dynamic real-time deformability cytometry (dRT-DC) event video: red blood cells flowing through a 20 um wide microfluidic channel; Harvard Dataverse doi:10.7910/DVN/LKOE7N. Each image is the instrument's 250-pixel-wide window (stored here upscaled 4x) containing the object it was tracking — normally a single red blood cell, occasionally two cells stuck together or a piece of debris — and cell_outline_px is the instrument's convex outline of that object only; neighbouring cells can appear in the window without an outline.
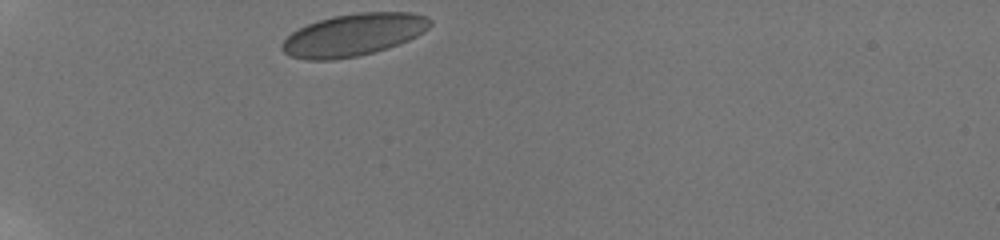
{"species": "human", "species_latin": "Homo sapiens", "temperature_condition": "room temperature", "stored_images_in_passage": 18, "camera_frame_rate_fps": 3000, "um_per_image_px": 0.085, "donor": {"sex": "male"}, "frame": {"image": 1, "passage_image": 1, "time_ms": 0.0, "image_size_px": [1000, 240], "cell_outline_px": [[432, 24], [428, 28], [416, 36], [408, 40], [360, 56], [332, 60], [308, 60], [292, 56], [284, 52], [280, 48], [280, 44], [292, 32], [308, 24], [332, 16], [356, 12], [412, 12], [428, 16], [432, 20]], "centroid_in_image_um": [30.05, 2.95], "position_along_channel_um": 54.9, "area_um2": 36.36}}
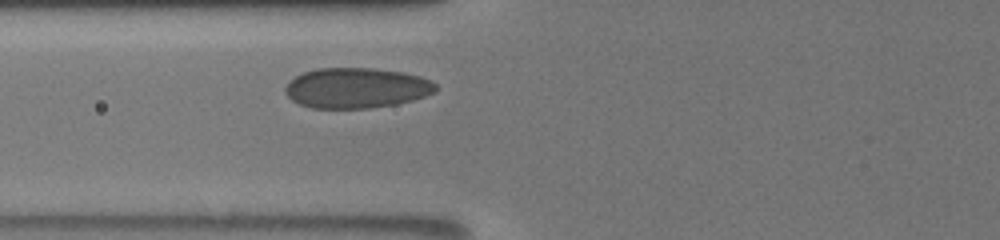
{"frame": {"image": 2, "passage_image": 5, "time_ms": 2.0, "image_size_px": [1000, 240], "cell_outline_px": [[436, 92], [412, 100], [396, 104], [368, 108], [312, 108], [300, 104], [292, 100], [284, 92], [284, 88], [296, 76], [304, 72], [316, 68], [372, 68], [404, 72], [420, 76], [432, 80], [436, 84]], "centroid_in_image_um": [30.31, 7.47], "position_along_channel_um": 95.5, "area_um2": 35.37}}
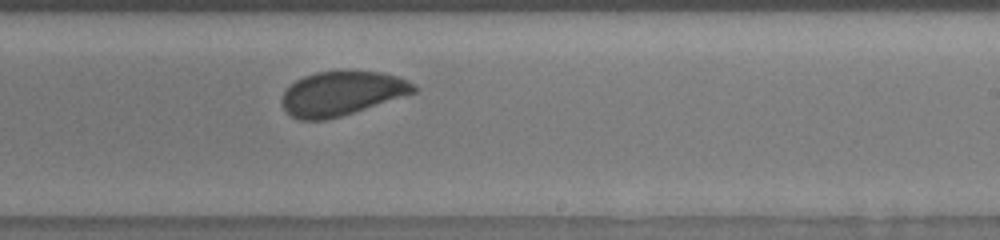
{"frame": {"image": 3, "passage_image": 18, "time_ms": 6.333, "image_size_px": [1000, 240], "cell_outline_px": [[420, 88], [416, 92], [340, 116], [324, 120], [300, 120], [292, 116], [284, 108], [284, 92], [296, 80], [304, 76], [316, 72], [344, 68], [380, 72], [396, 76], [408, 80], [416, 84]], "centroid_in_image_um": [29.1, 7.89], "position_along_channel_um": 259.9, "area_um2": 34.16}}